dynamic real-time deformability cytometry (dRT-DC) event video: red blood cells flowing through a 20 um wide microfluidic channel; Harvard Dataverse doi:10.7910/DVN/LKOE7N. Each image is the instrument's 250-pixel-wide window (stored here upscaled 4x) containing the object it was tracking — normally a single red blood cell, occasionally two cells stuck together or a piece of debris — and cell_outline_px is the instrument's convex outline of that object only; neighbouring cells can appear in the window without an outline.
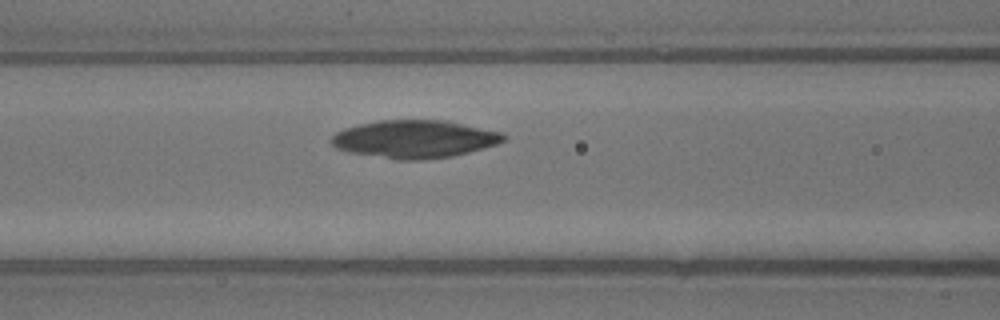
{"species": "common noctule bat (a hibernating species)", "species_latin": "Nyctalus noctula", "temperature_condition": "warm", "stored_images_in_passage": 24, "camera_frame_rate_fps": 3000, "um_per_image_px": 0.085, "animal": {"sex": "male", "body_mass_g": 13.3}, "frame": {"image": 1, "passage_image": 9, "time_ms": 2.667, "image_size_px": [1000, 320], "cell_outline_px": [[508, 140], [496, 144], [468, 152], [452, 156], [420, 160], [396, 160], [348, 152], [336, 148], [328, 140], [336, 132], [344, 128], [360, 124], [380, 120], [444, 120], [504, 132], [508, 136]], "centroid_in_image_um": [35.24, 11.82], "position_along_channel_um": 131.4, "area_um2": 38.21}}
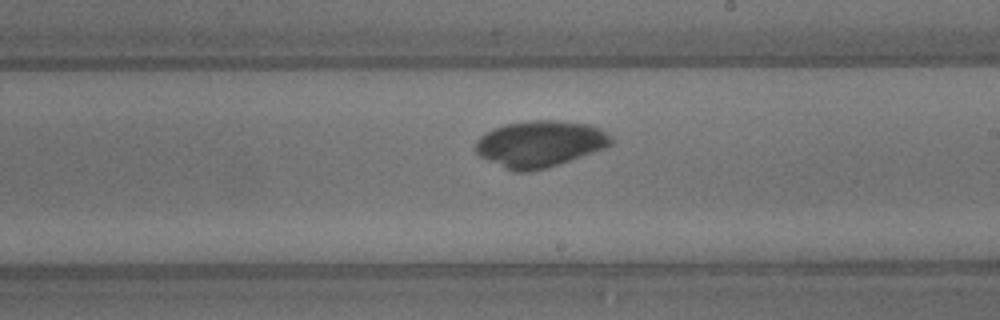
{"frame": {"image": 2, "passage_image": 15, "time_ms": 4.667, "image_size_px": [1000, 320], "cell_outline_px": [[616, 140], [608, 148], [544, 168], [528, 172], [512, 172], [480, 156], [476, 152], [476, 140], [484, 132], [492, 128], [504, 124], [532, 120], [556, 120], [588, 124], [600, 128], [612, 136]], "centroid_in_image_um": [45.91, 12.22], "position_along_channel_um": 243.1, "area_um2": 36.93}}
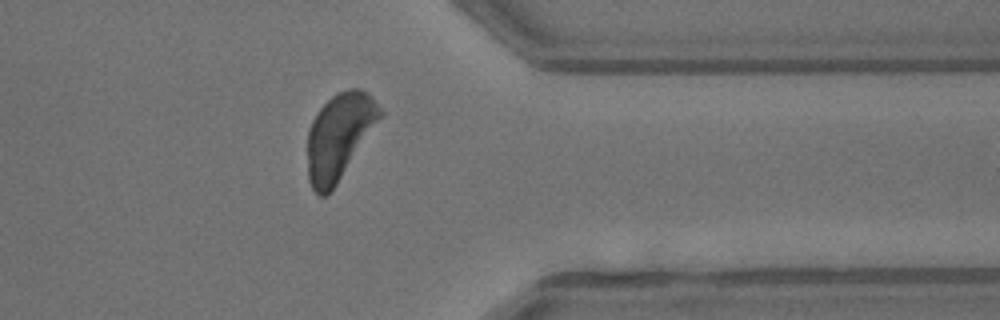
{"frame": {"image": 3, "passage_image": 23, "time_ms": 7.333, "image_size_px": [1000, 320], "cell_outline_px": [[384, 116], [336, 184], [324, 196], [320, 196], [312, 188], [308, 180], [308, 132], [312, 120], [316, 112], [336, 92], [348, 88], [360, 88], [372, 96], [384, 112]], "centroid_in_image_um": [28.87, 11.54], "position_along_channel_um": 382.5, "area_um2": 36.41}}